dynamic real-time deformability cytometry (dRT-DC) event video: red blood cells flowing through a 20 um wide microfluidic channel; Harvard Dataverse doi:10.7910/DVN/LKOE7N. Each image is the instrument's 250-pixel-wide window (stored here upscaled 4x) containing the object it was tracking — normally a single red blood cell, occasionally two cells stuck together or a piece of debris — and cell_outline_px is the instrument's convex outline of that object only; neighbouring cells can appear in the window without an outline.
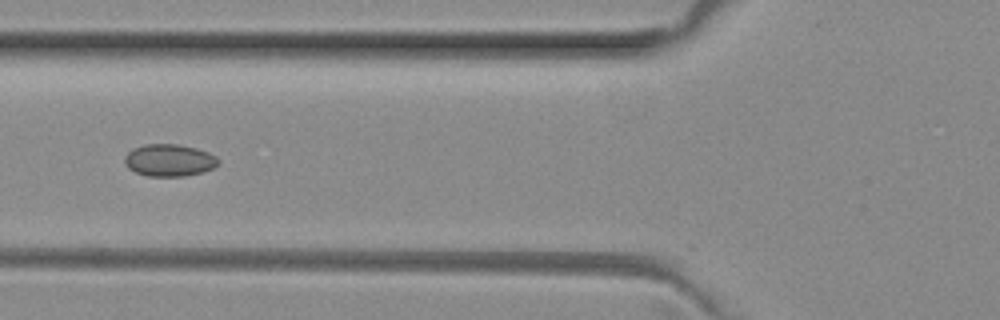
{"species": "common noctule bat (a hibernating species)", "species_latin": "Nyctalus noctula", "temperature_condition": "room temperature", "stored_images_in_passage": 2, "camera_frame_rate_fps": 3000, "um_per_image_px": 0.085, "animal": {"sex": "female", "body_mass_g": 29.2, "forearm_length_mm": 56.3}, "frame": {"image": 1, "passage_image": 2, "time_ms": 0.333, "image_size_px": [1000, 320], "cell_outline_px": [[220, 160], [212, 168], [200, 172], [184, 176], [148, 176], [136, 172], [128, 168], [124, 164], [124, 156], [132, 148], [144, 144], [176, 144], [196, 148], [208, 152], [216, 156]], "centroid_in_image_um": [14.34, 13.61], "position_along_channel_um": 111.5, "area_um2": 17.51}}